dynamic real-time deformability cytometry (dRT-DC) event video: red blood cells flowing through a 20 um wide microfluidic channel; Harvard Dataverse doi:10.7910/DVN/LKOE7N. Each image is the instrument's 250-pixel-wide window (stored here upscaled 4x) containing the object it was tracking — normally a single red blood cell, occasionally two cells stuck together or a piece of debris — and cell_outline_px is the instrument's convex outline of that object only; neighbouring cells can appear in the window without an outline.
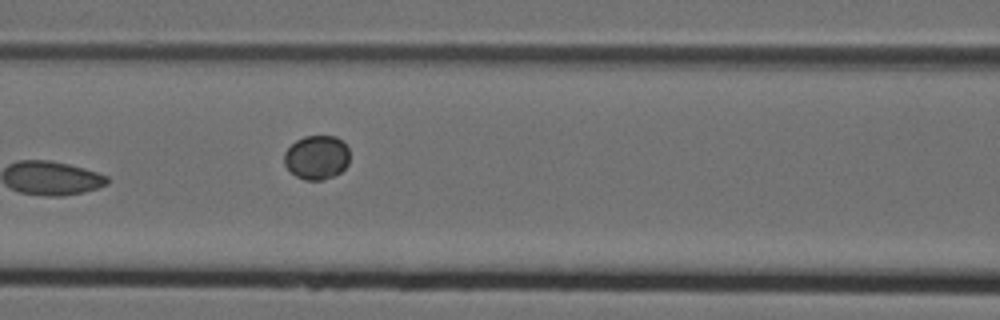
{"species": "Egyptian fruit bat (a non-hibernating species)", "species_latin": "Rousettus aegyptiacus", "temperature_condition": "cold", "stored_images_in_passage": 6, "camera_frame_rate_fps": 3000, "um_per_image_px": 0.085, "animal": {"sex": "female"}, "frame": {"image": 1, "passage_image": 6, "time_ms": 1.667, "image_size_px": [1000, 320], "cell_outline_px": [[348, 164], [340, 172], [332, 176], [320, 180], [304, 180], [296, 176], [284, 164], [284, 152], [296, 140], [304, 136], [336, 136], [348, 148]], "centroid_in_image_um": [26.9, 13.37], "position_along_channel_um": 139.7, "area_um2": 16.65}}